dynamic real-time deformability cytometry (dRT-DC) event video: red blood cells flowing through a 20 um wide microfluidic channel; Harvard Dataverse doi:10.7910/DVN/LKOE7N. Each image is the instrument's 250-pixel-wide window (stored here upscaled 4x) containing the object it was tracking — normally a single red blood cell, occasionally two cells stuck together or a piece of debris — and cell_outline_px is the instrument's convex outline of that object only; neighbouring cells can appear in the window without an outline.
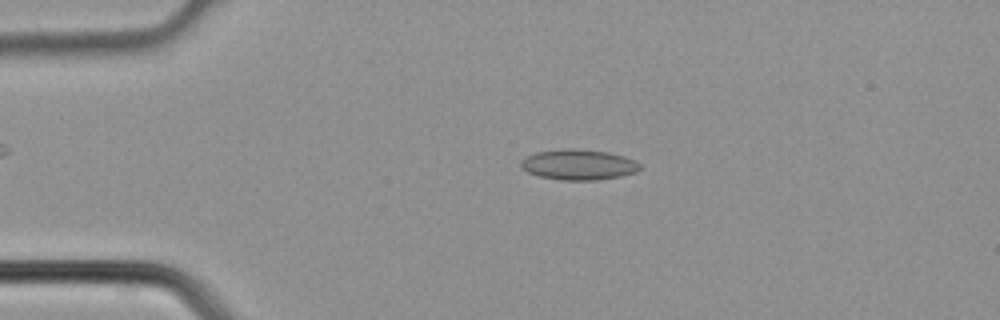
{"species": "common noctule bat (a hibernating species)", "species_latin": "Nyctalus noctula", "temperature_condition": "cold", "stored_images_in_passage": 4, "camera_frame_rate_fps": 3000, "um_per_image_px": 0.085, "animal": {"sex": "male", "body_mass_g": 21.5, "forearm_length_mm": 52.0}, "frame": {"image": 1, "passage_image": 2, "time_ms": 0.333, "image_size_px": [1000, 320], "cell_outline_px": [[640, 168], [636, 172], [620, 176], [596, 180], [564, 180], [540, 176], [528, 172], [520, 168], [520, 160], [536, 152], [564, 148], [572, 148], [608, 152], [624, 156], [636, 160], [640, 164]], "centroid_in_image_um": [49.17, 13.98], "position_along_channel_um": 35.8, "area_um2": 21.15}}
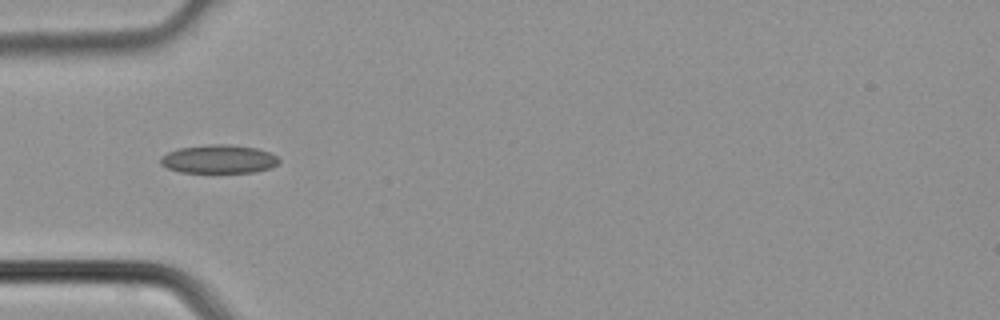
{"frame": {"image": 2, "passage_image": 3, "time_ms": 0.667, "image_size_px": [1000, 320], "cell_outline_px": [[280, 164], [272, 168], [256, 172], [180, 172], [168, 168], [160, 164], [160, 156], [168, 152], [180, 148], [208, 144], [228, 144], [256, 148], [268, 152], [276, 156], [280, 160]], "centroid_in_image_um": [18.61, 13.52], "position_along_channel_um": 66.4, "area_um2": 19.77}}
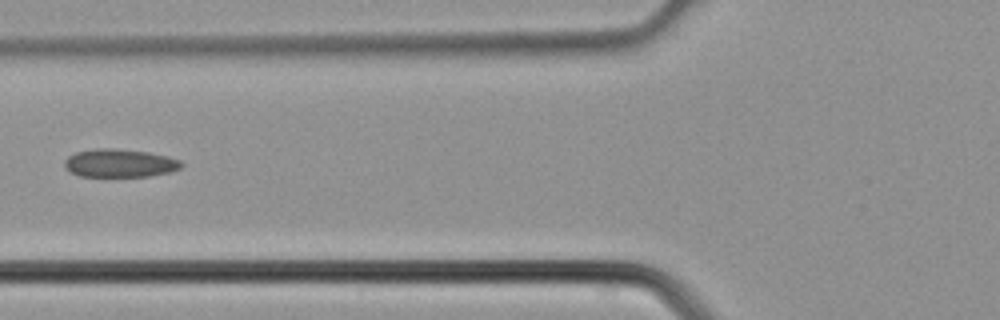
{"frame": {"image": 3, "passage_image": 4, "time_ms": 1.0, "image_size_px": [1000, 320], "cell_outline_px": [[184, 164], [180, 168], [172, 172], [148, 176], [80, 176], [64, 168], [64, 160], [68, 156], [76, 152], [96, 148], [116, 148], [148, 152], [168, 156], [180, 160]], "centroid_in_image_um": [10.19, 13.86], "position_along_channel_um": 115.6, "area_um2": 19.31}}